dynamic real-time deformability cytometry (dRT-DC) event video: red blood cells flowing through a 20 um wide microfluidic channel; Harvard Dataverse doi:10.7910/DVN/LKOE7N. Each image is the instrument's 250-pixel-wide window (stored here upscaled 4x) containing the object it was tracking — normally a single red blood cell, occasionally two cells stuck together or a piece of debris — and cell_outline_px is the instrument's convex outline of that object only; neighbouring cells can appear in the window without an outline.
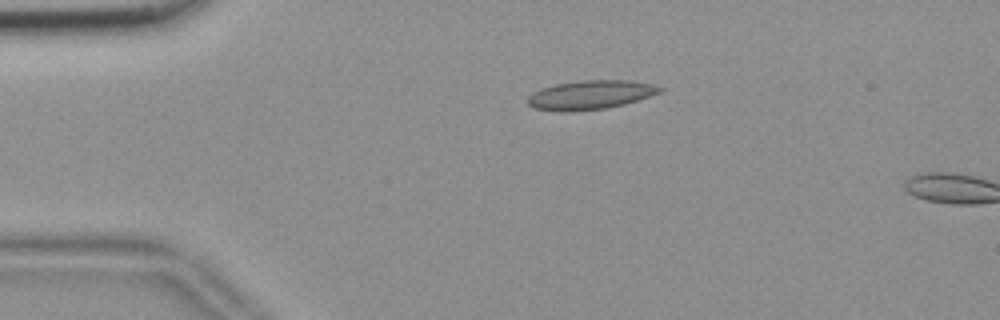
{"species": "common noctule bat (a hibernating species)", "species_latin": "Nyctalus noctula", "temperature_condition": "room temperature", "stored_images_in_passage": 9, "camera_frame_rate_fps": 3000, "um_per_image_px": 0.085, "animal": {"sex": "female", "body_mass_g": 18.4}, "frame": {"image": 1, "passage_image": 7, "time_ms": 2.0, "image_size_px": [1000, 320], "cell_outline_px": [[664, 88], [660, 92], [624, 104], [604, 108], [564, 112], [532, 108], [528, 104], [528, 96], [532, 92], [540, 88], [556, 84], [580, 80], [628, 80], [652, 84]], "centroid_in_image_um": [50.13, 8.06], "position_along_channel_um": 34.9, "area_um2": 22.2}}